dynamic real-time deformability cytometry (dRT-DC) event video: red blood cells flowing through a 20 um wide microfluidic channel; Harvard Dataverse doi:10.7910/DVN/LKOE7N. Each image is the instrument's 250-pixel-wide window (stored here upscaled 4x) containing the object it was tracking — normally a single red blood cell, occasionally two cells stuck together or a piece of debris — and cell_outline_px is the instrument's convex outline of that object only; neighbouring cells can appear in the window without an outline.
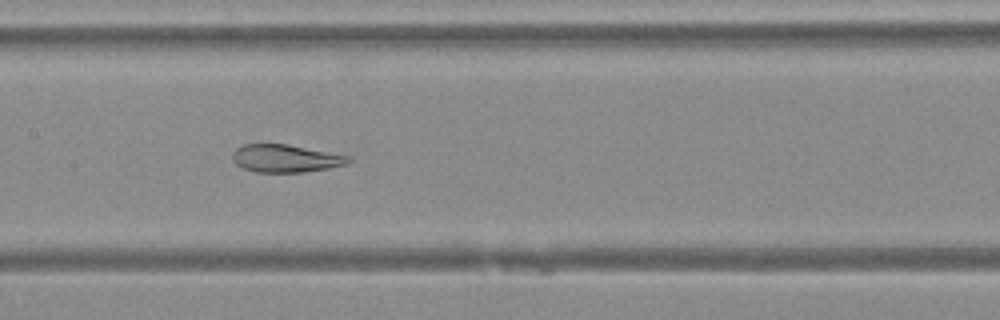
{"species": "Egyptian fruit bat (a non-hibernating species)", "species_latin": "Rousettus aegyptiacus", "temperature_condition": "warm", "stored_images_in_passage": 43, "camera_frame_rate_fps": 3000, "um_per_image_px": 0.085, "animal": {"sex": "female"}, "frame": {"image": 1, "passage_image": 19, "time_ms": 6.0, "image_size_px": [1000, 320], "cell_outline_px": [[352, 160], [348, 164], [328, 168], [304, 172], [256, 172], [240, 168], [236, 164], [232, 156], [232, 152], [236, 148], [244, 144], [284, 144], [352, 156]], "centroid_in_image_um": [24.27, 13.47], "position_along_channel_um": 183.1, "area_um2": 18.79}}
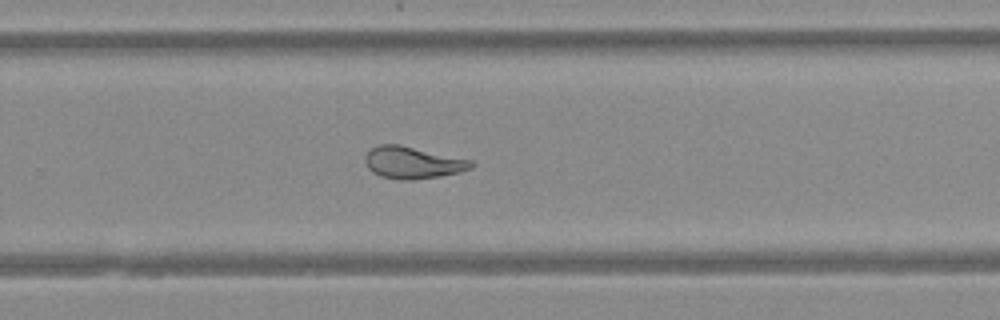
{"frame": {"image": 2, "passage_image": 27, "time_ms": 8.667, "image_size_px": [1000, 320], "cell_outline_px": [[476, 164], [472, 168], [460, 172], [412, 180], [400, 180], [380, 176], [372, 172], [368, 168], [364, 160], [364, 156], [372, 148], [380, 144], [400, 144], [472, 160]], "centroid_in_image_um": [35.07, 13.81], "position_along_channel_um": 294.7, "area_um2": 19.83}}
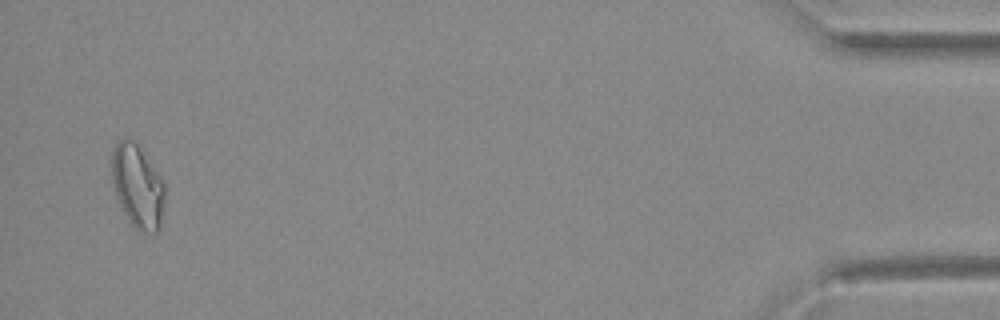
{"frame": {"image": 3, "passage_image": 42, "time_ms": 13.667, "image_size_px": [1000, 320], "cell_outline_px": [[164, 200], [160, 228], [156, 232], [148, 236], [140, 232], [132, 224], [124, 212], [116, 196], [112, 180], [112, 152], [116, 144], [124, 136], [136, 140], [164, 180]], "centroid_in_image_um": [11.71, 15.81], "position_along_channel_um": 423.5, "area_um2": 26.18}}